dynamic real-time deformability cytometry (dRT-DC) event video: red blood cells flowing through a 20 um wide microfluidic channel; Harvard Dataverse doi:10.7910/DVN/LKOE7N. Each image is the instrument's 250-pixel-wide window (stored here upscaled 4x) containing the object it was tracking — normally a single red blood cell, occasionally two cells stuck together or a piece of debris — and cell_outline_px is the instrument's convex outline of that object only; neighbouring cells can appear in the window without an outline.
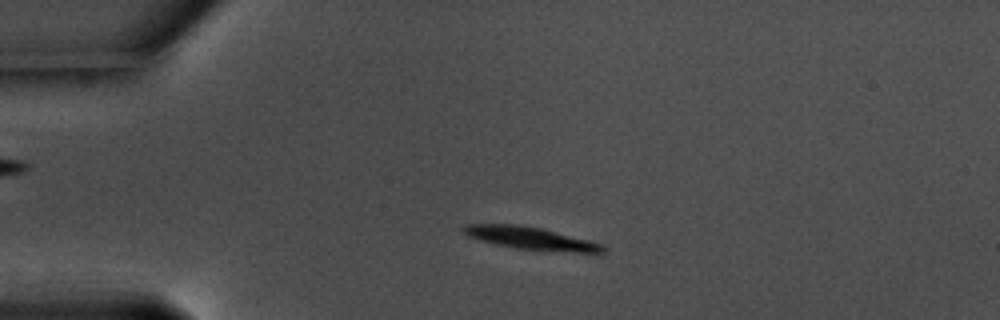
{"species": "common noctule bat (a hibernating species)", "species_latin": "Nyctalus noctula", "temperature_condition": "warm", "stored_images_in_passage": 55, "camera_frame_rate_fps": 3000, "um_per_image_px": 0.085, "animal": {"sex": "male", "body_mass_g": 17.5, "forearm_length_mm": 52.3}, "frame": {"image": 1, "passage_image": 11, "time_ms": 3.333, "image_size_px": [1000, 320], "cell_outline_px": [[608, 248], [604, 252], [576, 252], [516, 248], [496, 244], [480, 240], [468, 236], [464, 232], [464, 224], [516, 224], [540, 228], [604, 244]], "centroid_in_image_um": [45.13, 20.25], "position_along_channel_um": 39.9, "area_um2": 17.92}}
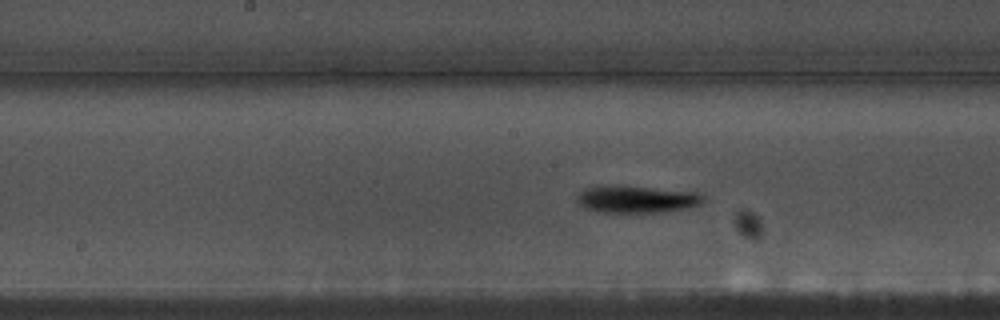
{"frame": {"image": 2, "passage_image": 27, "time_ms": 8.667, "image_size_px": [1000, 320], "cell_outline_px": [[708, 196], [704, 204], [688, 208], [668, 212], [596, 212], [584, 208], [576, 200], [576, 196], [584, 188], [600, 184], [616, 184], [696, 192]], "centroid_in_image_um": [54.13, 16.91], "position_along_channel_um": 194.1, "area_um2": 20.87}}
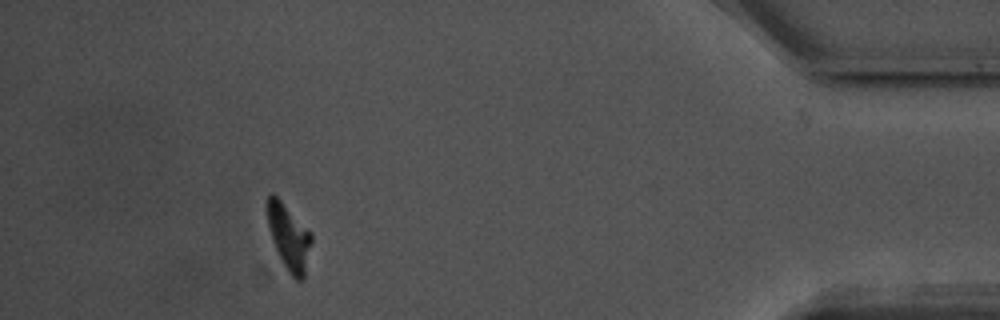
{"frame": {"image": 3, "passage_image": 50, "time_ms": 16.333, "image_size_px": [1000, 320], "cell_outline_px": [[312, 240], [304, 280], [296, 280], [288, 272], [276, 248], [268, 224], [268, 196], [276, 196], [312, 232]], "centroid_in_image_um": [24.62, 20.21], "position_along_channel_um": 410.6, "area_um2": 16.36}, "authors_computed_cell_mechanics": {"area_um2": 18.207, "velocity_mm_per_s": 3.5355, "shape_relaxation_time_tau1_ms": 2.0834, "shape_relaxation_time_tau2_ms": null, "deformation_change_tau1": 0.1505, "deformation_change_tau2": null}}